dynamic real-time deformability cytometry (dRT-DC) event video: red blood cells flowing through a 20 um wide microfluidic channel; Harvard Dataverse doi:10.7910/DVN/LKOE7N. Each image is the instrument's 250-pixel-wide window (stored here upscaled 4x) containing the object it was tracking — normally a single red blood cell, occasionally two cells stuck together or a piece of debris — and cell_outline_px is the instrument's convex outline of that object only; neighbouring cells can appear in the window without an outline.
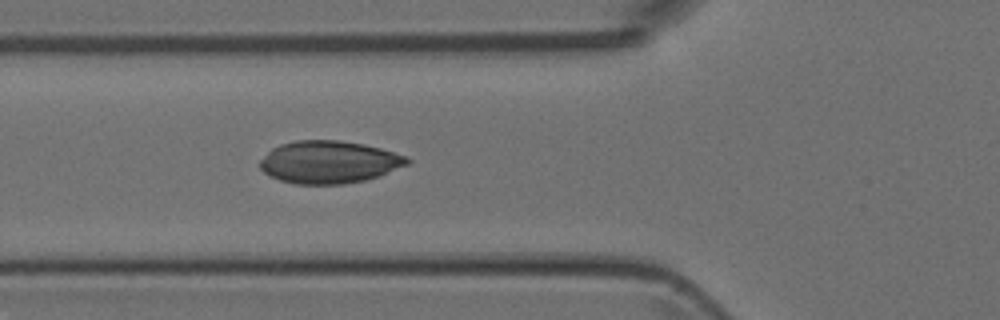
{"species": "Egyptian fruit bat (a non-hibernating species)", "species_latin": "Rousettus aegyptiacus", "temperature_condition": "room temperature", "stored_images_in_passage": 38, "camera_frame_rate_fps": 3000, "um_per_image_px": 0.085, "animal": {"sex": "female"}, "frame": {"image": 1, "passage_image": 6, "time_ms": 1.667, "image_size_px": [1000, 320], "cell_outline_px": [[412, 160], [408, 164], [376, 176], [364, 180], [344, 184], [296, 184], [280, 180], [268, 176], [260, 168], [260, 160], [272, 148], [280, 144], [296, 140], [340, 140], [364, 144], [380, 148], [404, 156]], "centroid_in_image_um": [27.92, 13.77], "position_along_channel_um": 97.9, "area_um2": 36.24}}
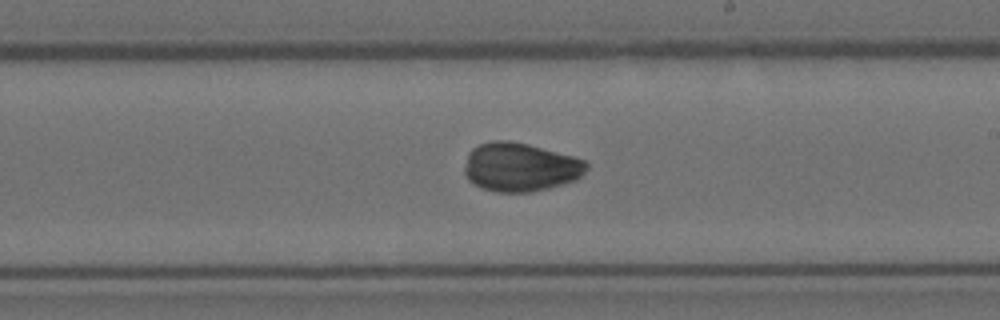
{"frame": {"image": 2, "passage_image": 17, "time_ms": 5.333, "image_size_px": [1000, 320], "cell_outline_px": [[588, 168], [576, 180], [548, 188], [532, 192], [496, 192], [480, 188], [468, 180], [464, 172], [464, 168], [468, 152], [472, 148], [480, 144], [492, 140], [508, 140], [528, 144], [572, 156], [584, 160], [588, 164]], "centroid_in_image_um": [44.19, 14.21], "position_along_channel_um": 244.8, "area_um2": 34.74}}
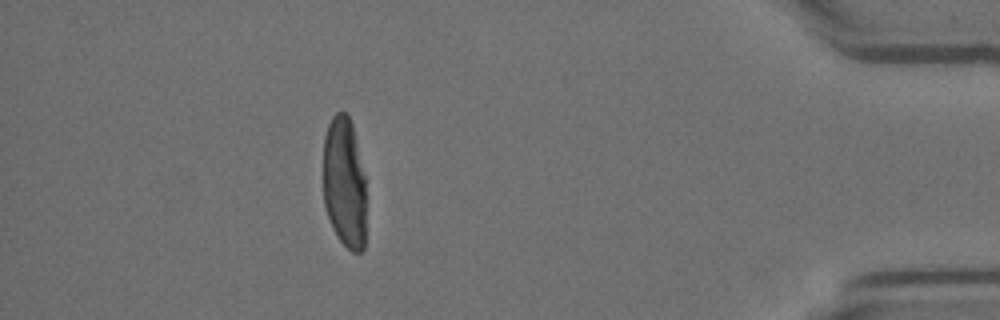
{"frame": {"image": 3, "passage_image": 33, "time_ms": 10.667, "image_size_px": [1000, 320], "cell_outline_px": [[364, 248], [360, 252], [352, 252], [340, 240], [332, 228], [324, 204], [324, 136], [328, 124], [332, 116], [336, 112], [344, 112], [348, 116], [352, 124], [364, 176]], "centroid_in_image_um": [29.25, 15.52], "position_along_channel_um": 406.0, "area_um2": 32.37}}